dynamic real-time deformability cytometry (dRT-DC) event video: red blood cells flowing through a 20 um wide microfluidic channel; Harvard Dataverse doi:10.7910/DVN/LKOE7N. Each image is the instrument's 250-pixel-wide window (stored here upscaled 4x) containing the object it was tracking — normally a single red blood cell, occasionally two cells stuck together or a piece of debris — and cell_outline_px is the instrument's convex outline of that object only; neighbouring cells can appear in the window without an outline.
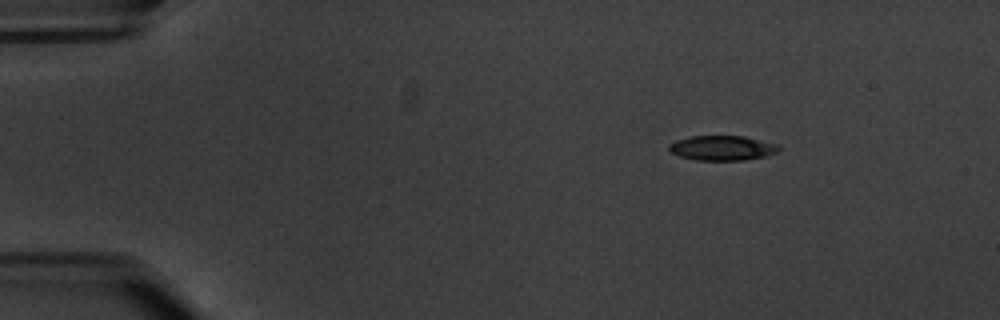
{"species": "common noctule bat (a hibernating species)", "species_latin": "Nyctalus noctula", "temperature_condition": "warm", "stored_images_in_passage": 5, "camera_frame_rate_fps": 3000, "um_per_image_px": 0.085, "animal": {"sex": "male", "body_mass_g": 20.1, "forearm_length_mm": 53.5}, "frame": {"image": 1, "passage_image": 1, "time_ms": 0.0, "image_size_px": [1000, 320], "cell_outline_px": [[784, 148], [776, 152], [764, 156], [744, 160], [696, 160], [680, 156], [672, 152], [668, 148], [668, 144], [676, 140], [692, 136], [744, 136], [776, 144]], "centroid_in_image_um": [61.39, 12.57], "position_along_channel_um": 23.6, "area_um2": 15.78}}
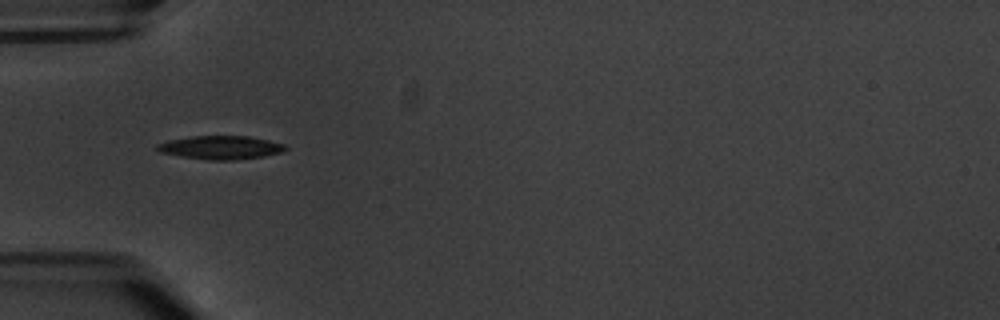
{"frame": {"image": 2, "passage_image": 4, "time_ms": 3.667, "image_size_px": [1000, 320], "cell_outline_px": [[288, 148], [284, 152], [264, 156], [236, 160], [208, 160], [180, 156], [160, 152], [156, 148], [156, 144], [168, 140], [192, 136], [248, 136], [268, 140], [284, 144]], "centroid_in_image_um": [18.77, 12.54], "position_along_channel_um": 66.2, "area_um2": 17.63}}